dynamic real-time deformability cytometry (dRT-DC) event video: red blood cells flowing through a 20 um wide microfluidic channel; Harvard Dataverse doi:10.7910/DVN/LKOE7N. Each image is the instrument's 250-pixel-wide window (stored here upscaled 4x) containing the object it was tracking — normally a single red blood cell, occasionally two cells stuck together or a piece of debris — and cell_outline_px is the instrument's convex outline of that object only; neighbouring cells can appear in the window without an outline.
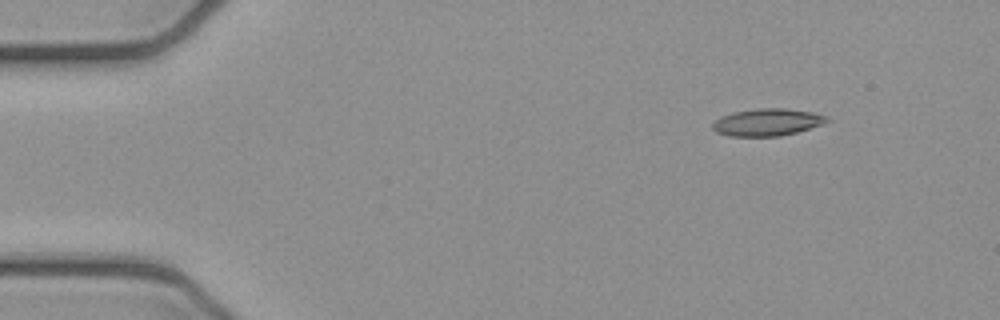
{"species": "common noctule bat (a hibernating species)", "species_latin": "Nyctalus noctula", "temperature_condition": "cold", "stored_images_in_passage": 6, "camera_frame_rate_fps": 3000, "um_per_image_px": 0.085, "animal": {"sex": "female", "body_mass_g": 21.9}, "frame": {"image": 1, "passage_image": 1, "time_ms": 0.0, "image_size_px": [1000, 320], "cell_outline_px": [[832, 120], [796, 132], [780, 136], [728, 136], [716, 132], [712, 128], [712, 124], [720, 116], [732, 112], [756, 108], [784, 108], [812, 112], [828, 116]], "centroid_in_image_um": [65.19, 10.38], "position_along_channel_um": 19.8, "area_um2": 18.15}}
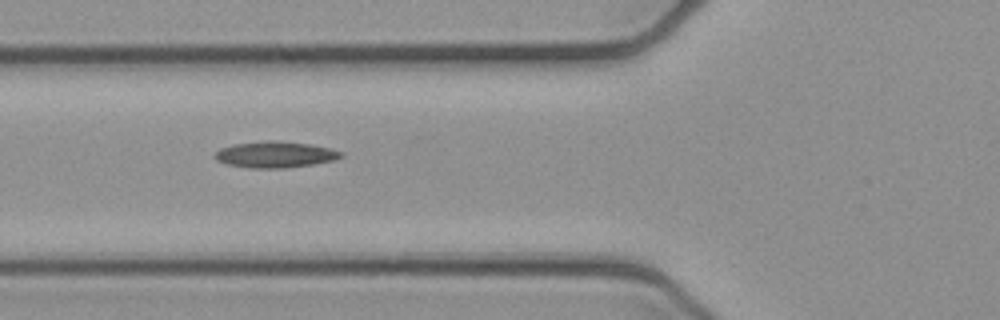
{"frame": {"image": 2, "passage_image": 4, "time_ms": 1.0, "image_size_px": [1000, 320], "cell_outline_px": [[344, 156], [336, 160], [312, 164], [284, 168], [248, 168], [228, 164], [216, 160], [212, 156], [220, 148], [232, 144], [268, 140], [272, 140], [312, 144], [344, 152]], "centroid_in_image_um": [23.39, 13.13], "position_along_channel_um": 102.4, "area_um2": 19.42}}
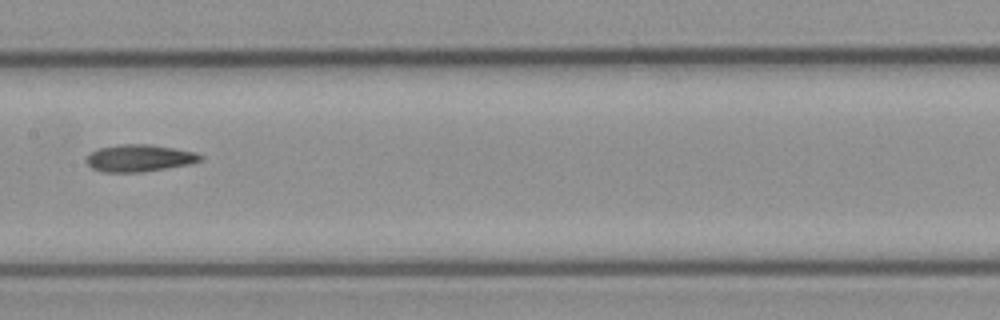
{"frame": {"image": 3, "passage_image": 6, "time_ms": 1.667, "image_size_px": [1000, 320], "cell_outline_px": [[204, 160], [192, 164], [140, 172], [104, 172], [92, 168], [84, 160], [84, 156], [96, 148], [120, 144], [148, 144], [196, 152], [204, 156]], "centroid_in_image_um": [11.83, 13.43], "position_along_channel_um": 195.6, "area_um2": 18.26}}